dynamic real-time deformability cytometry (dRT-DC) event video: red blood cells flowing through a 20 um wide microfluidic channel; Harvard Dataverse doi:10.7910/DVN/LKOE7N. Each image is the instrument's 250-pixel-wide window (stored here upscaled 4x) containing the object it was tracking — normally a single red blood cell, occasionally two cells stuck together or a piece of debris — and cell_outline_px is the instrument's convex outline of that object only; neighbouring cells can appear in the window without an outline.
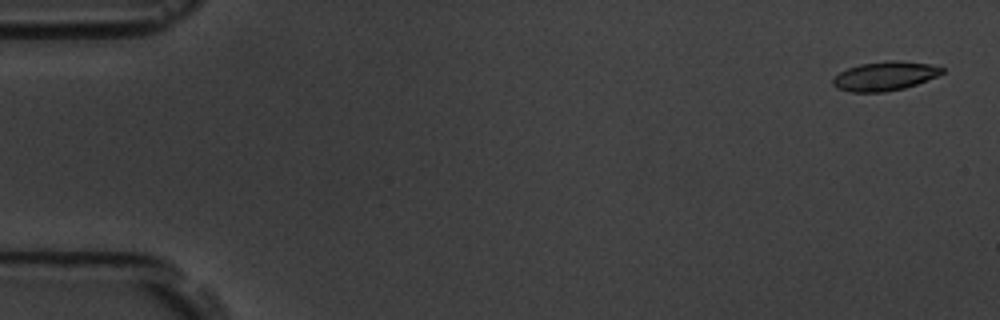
{"species": "common noctule bat (a hibernating species)", "species_latin": "Nyctalus noctula", "temperature_condition": "room temperature", "stored_images_in_passage": 6, "camera_frame_rate_fps": 3000, "um_per_image_px": 0.085, "animal": {"sex": "male", "body_mass_g": 19.5, "forearm_length_mm": 54.6}, "frame": {"image": 1, "passage_image": 1, "time_ms": 0.0, "image_size_px": [1000, 320], "cell_outline_px": [[944, 72], [936, 76], [916, 84], [904, 88], [884, 92], [848, 92], [836, 88], [832, 84], [832, 80], [840, 72], [848, 68], [860, 64], [892, 60], [896, 60], [928, 64], [944, 68]], "centroid_in_image_um": [75.17, 6.47], "position_along_channel_um": 9.8, "area_um2": 18.32}}